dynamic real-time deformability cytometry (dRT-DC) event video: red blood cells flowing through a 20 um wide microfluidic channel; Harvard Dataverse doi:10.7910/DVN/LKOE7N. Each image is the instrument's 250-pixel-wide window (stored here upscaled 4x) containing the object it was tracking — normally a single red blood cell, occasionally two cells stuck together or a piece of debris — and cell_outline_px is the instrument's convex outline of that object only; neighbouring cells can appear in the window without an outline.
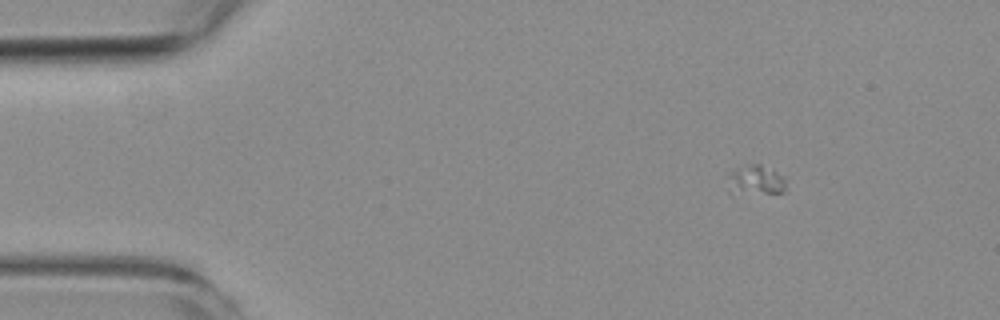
{"species": "common noctule bat (a hibernating species)", "species_latin": "Nyctalus noctula", "temperature_condition": "room temperature", "stored_images_in_passage": 4, "camera_frame_rate_fps": 3000, "um_per_image_px": 0.085, "animal": {"sex": "female", "body_mass_g": 19.3, "forearm_length_mm": 54.1}, "frame": {"image": 1, "passage_image": 2, "time_ms": 1.333, "image_size_px": [1000, 320], "cell_outline_px": [[784, 192], [732, 196], [728, 192], [728, 172], [736, 168], [752, 164], [760, 164], [772, 168], [784, 180]], "centroid_in_image_um": [64.12, 15.36], "position_along_channel_um": 20.9, "area_um2": 10.52}}